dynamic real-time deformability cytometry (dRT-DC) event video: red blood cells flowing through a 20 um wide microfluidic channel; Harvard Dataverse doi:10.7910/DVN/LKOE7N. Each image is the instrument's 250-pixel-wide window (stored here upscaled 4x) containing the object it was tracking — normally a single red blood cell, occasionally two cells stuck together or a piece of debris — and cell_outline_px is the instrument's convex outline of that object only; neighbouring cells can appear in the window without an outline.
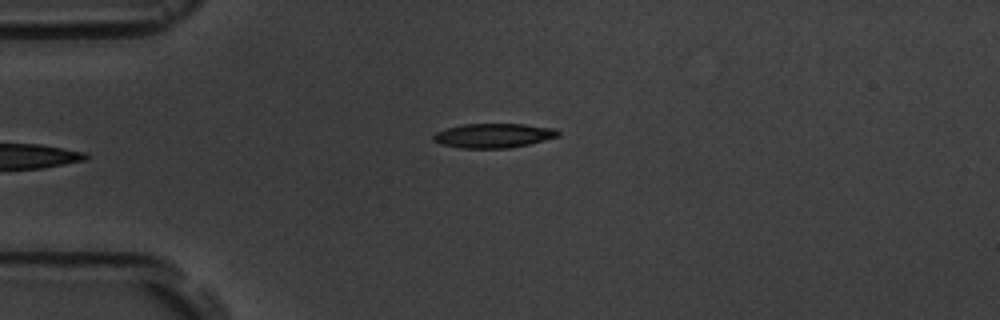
{"species": "common noctule bat (a hibernating species)", "species_latin": "Nyctalus noctula", "temperature_condition": "room temperature", "stored_images_in_passage": 5, "camera_frame_rate_fps": 3000, "um_per_image_px": 0.085, "animal": {"sex": "male", "body_mass_g": 19.5, "forearm_length_mm": 54.6}, "frame": {"image": 1, "passage_image": 5, "time_ms": 4.667, "image_size_px": [1000, 320], "cell_outline_px": [[560, 136], [512, 148], [460, 148], [440, 144], [432, 140], [432, 136], [436, 132], [444, 128], [464, 124], [524, 124], [556, 128], [560, 132]], "centroid_in_image_um": [41.93, 11.52], "position_along_channel_um": 43.1, "area_um2": 17.92}}